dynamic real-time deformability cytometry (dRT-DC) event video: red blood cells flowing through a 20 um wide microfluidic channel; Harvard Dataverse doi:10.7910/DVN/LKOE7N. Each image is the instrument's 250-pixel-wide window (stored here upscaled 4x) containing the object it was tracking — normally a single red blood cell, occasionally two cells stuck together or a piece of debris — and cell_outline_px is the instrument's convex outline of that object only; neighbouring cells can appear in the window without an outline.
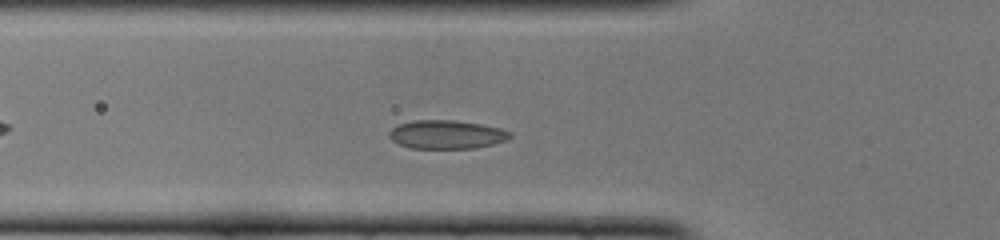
{"species": "common noctule bat (a hibernating species)", "species_latin": "Nyctalus noctula", "temperature_condition": "cold", "stored_images_in_passage": 41, "camera_frame_rate_fps": 3000, "um_per_image_px": 0.085, "animal": {"sex": "female", "body_mass_g": 22.0, "forearm_length_mm": 56.7}, "frame": {"image": 1, "passage_image": 8, "time_ms": 2.333, "image_size_px": [1000, 240], "cell_outline_px": [[512, 136], [508, 140], [476, 148], [412, 148], [400, 144], [392, 140], [388, 136], [388, 132], [396, 124], [412, 120], [456, 120], [480, 124], [500, 128], [512, 132]], "centroid_in_image_um": [37.95, 11.42], "position_along_channel_um": 87.8, "area_um2": 20.29}}
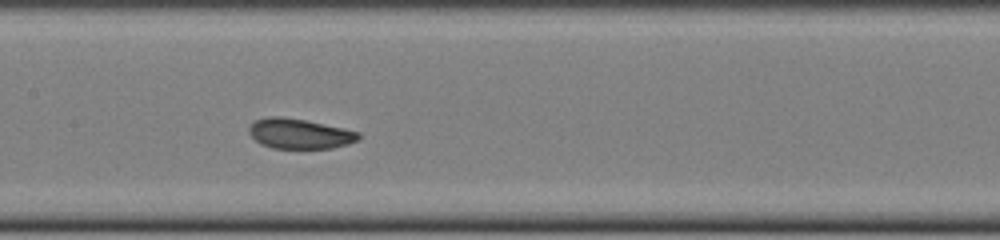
{"frame": {"image": 2, "passage_image": 15, "time_ms": 4.667, "image_size_px": [1000, 240], "cell_outline_px": [[360, 140], [348, 144], [332, 148], [272, 148], [260, 144], [248, 132], [248, 128], [256, 120], [268, 116], [280, 116], [304, 120], [344, 128], [360, 132]], "centroid_in_image_um": [25.48, 11.37], "position_along_channel_um": 181.9, "area_um2": 19.19}}
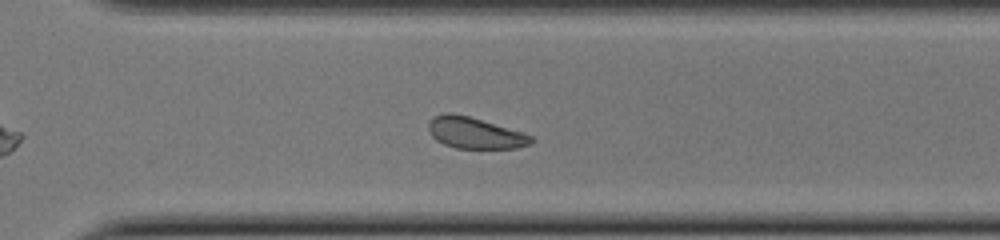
{"frame": {"image": 3, "passage_image": 26, "time_ms": 8.333, "image_size_px": [1000, 240], "cell_outline_px": [[536, 140], [532, 144], [516, 148], [456, 148], [444, 144], [436, 140], [432, 136], [428, 128], [428, 124], [432, 116], [448, 112], [452, 112], [468, 116], [520, 132], [532, 136]], "centroid_in_image_um": [40.34, 11.3], "position_along_channel_um": 330.3, "area_um2": 18.55}, "authors_computed_cell_mechanics": {"area_um2": 19.7676, "velocity_mm_per_s": 4.0437, "shape_relaxation_time_tau1_ms": 3.6259, "shape_relaxation_time_tau2_ms": null, "deformation_change_tau1": 0.0764, "deformation_change_tau2": null}}